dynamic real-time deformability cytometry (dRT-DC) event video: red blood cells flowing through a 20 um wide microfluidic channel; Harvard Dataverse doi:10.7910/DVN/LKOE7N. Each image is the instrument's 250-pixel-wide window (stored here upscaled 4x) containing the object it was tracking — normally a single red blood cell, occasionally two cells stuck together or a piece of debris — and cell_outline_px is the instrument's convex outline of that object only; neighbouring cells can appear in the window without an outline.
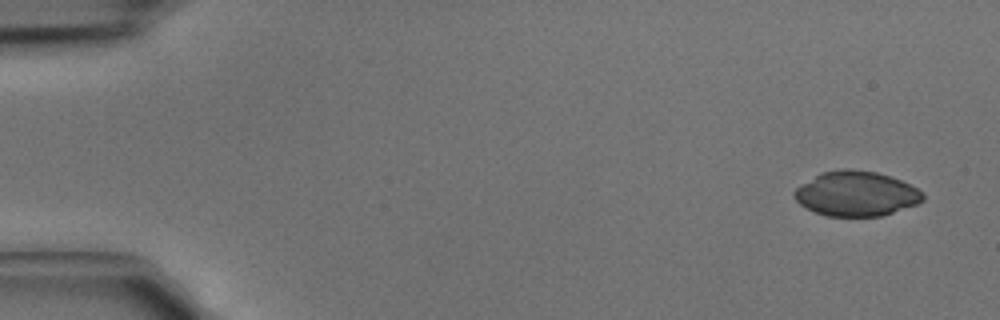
{"species": "common noctule bat (a hibernating species)", "species_latin": "Nyctalus noctula", "temperature_condition": "cold", "stored_images_in_passage": 5, "camera_frame_rate_fps": 3000, "um_per_image_px": 0.085, "animal": {"sex": "male", "body_mass_g": 15.6}, "frame": {"image": 1, "passage_image": 1, "time_ms": 0.0, "image_size_px": [1000, 320], "cell_outline_px": [[924, 200], [916, 204], [880, 216], [828, 216], [804, 208], [792, 196], [792, 192], [796, 188], [820, 172], [844, 168], [848, 168], [876, 172], [900, 180], [916, 188], [924, 196]], "centroid_in_image_um": [72.72, 16.46], "position_along_channel_um": 12.3, "area_um2": 33.41}}